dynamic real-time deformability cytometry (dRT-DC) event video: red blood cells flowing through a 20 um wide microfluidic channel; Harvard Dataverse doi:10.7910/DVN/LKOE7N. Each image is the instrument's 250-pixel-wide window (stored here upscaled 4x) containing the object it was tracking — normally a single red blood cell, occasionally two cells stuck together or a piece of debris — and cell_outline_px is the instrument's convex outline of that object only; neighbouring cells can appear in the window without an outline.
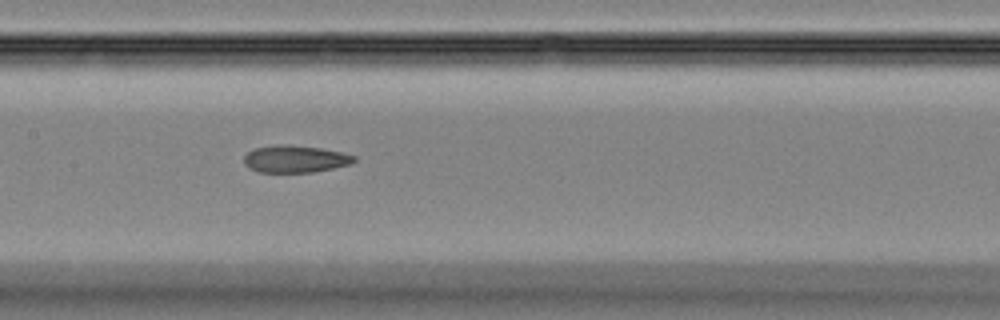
{"species": "Egyptian fruit bat (a non-hibernating species)", "species_latin": "Rousettus aegyptiacus", "temperature_condition": "room temperature", "stored_images_in_passage": 30, "camera_frame_rate_fps": 3000, "um_per_image_px": 0.085, "animal": {"sex": "female"}, "frame": {"image": 1, "passage_image": 10, "time_ms": 3.0, "image_size_px": [1000, 320], "cell_outline_px": [[356, 160], [352, 164], [312, 172], [260, 172], [248, 168], [244, 164], [244, 156], [248, 152], [256, 148], [280, 144], [320, 148], [340, 152], [356, 156]], "centroid_in_image_um": [25.08, 13.52], "position_along_channel_um": 182.3, "area_um2": 17.28}}
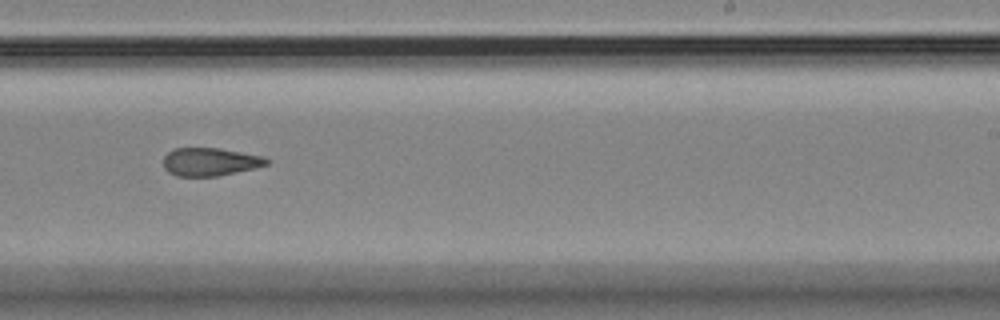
{"frame": {"image": 2, "passage_image": 16, "time_ms": 5.0, "image_size_px": [1000, 320], "cell_outline_px": [[272, 160], [268, 164], [256, 168], [220, 176], [176, 176], [168, 172], [164, 168], [164, 156], [172, 148], [220, 148], [264, 156]], "centroid_in_image_um": [17.89, 13.75], "position_along_channel_um": 271.1, "area_um2": 17.17}}
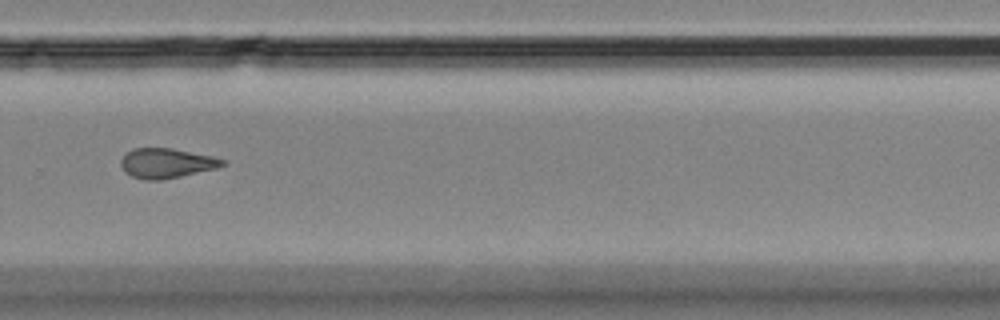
{"frame": {"image": 3, "passage_image": 19, "time_ms": 6.0, "image_size_px": [1000, 320], "cell_outline_px": [[228, 164], [216, 168], [180, 176], [160, 180], [144, 180], [132, 176], [124, 172], [120, 164], [120, 160], [132, 148], [172, 148], [212, 156], [228, 160]], "centroid_in_image_um": [14.16, 13.87], "position_along_channel_um": 315.6, "area_um2": 17.69}}